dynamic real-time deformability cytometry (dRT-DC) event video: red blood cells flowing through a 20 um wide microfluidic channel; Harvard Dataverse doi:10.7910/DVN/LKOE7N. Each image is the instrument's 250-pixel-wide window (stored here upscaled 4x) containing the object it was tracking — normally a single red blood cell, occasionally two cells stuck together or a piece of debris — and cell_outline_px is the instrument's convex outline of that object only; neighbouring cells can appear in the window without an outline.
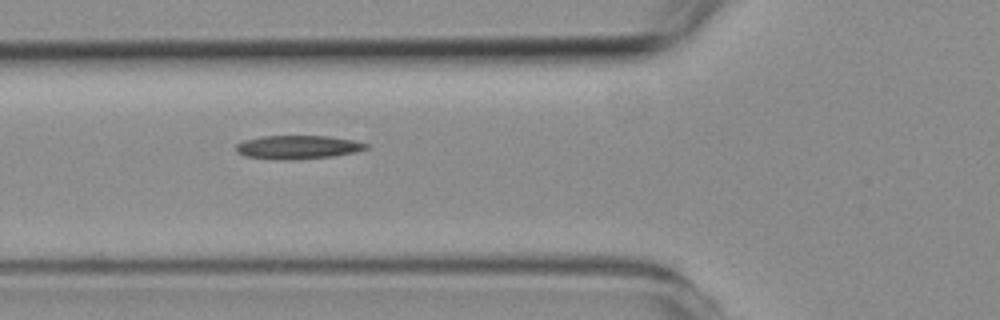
{"species": "common noctule bat (a hibernating species)", "species_latin": "Nyctalus noctula", "temperature_condition": "room temperature", "stored_images_in_passage": 6, "camera_frame_rate_fps": 3000, "um_per_image_px": 0.085, "animal": {"sex": "female", "body_mass_g": 19.3, "forearm_length_mm": 54.1}, "frame": {"image": 1, "passage_image": 3, "time_ms": 3.0, "image_size_px": [1000, 320], "cell_outline_px": [[368, 148], [352, 152], [332, 156], [292, 160], [284, 160], [244, 156], [236, 152], [236, 144], [244, 140], [264, 136], [328, 136], [352, 140], [368, 144]], "centroid_in_image_um": [25.26, 12.51], "position_along_channel_um": 100.5, "area_um2": 17.69}}
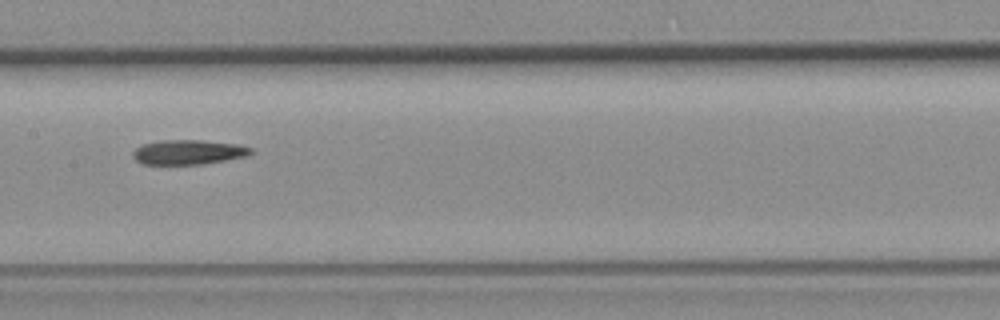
{"frame": {"image": 2, "passage_image": 5, "time_ms": 5.333, "image_size_px": [1000, 320], "cell_outline_px": [[252, 152], [248, 156], [204, 164], [144, 164], [136, 160], [132, 156], [132, 152], [136, 148], [144, 144], [164, 140], [200, 140], [236, 144], [252, 148]], "centroid_in_image_um": [16.02, 12.94], "position_along_channel_um": 191.4, "area_um2": 16.82}}
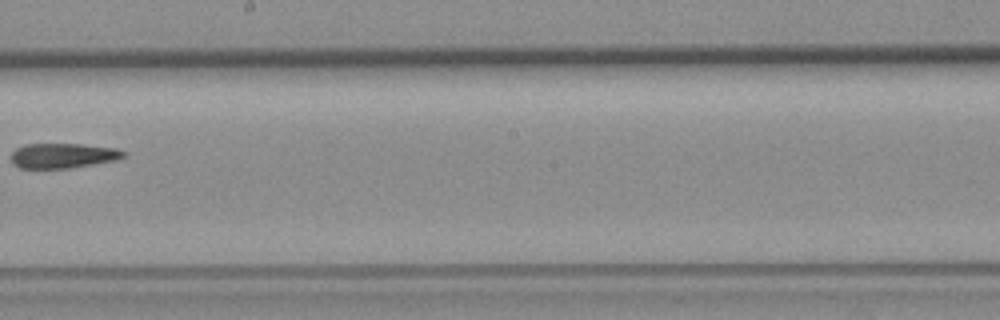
{"frame": {"image": 3, "passage_image": 6, "time_ms": 6.667, "image_size_px": [1000, 320], "cell_outline_px": [[124, 156], [116, 160], [68, 168], [20, 168], [12, 164], [12, 152], [16, 148], [24, 144], [80, 144], [116, 148], [124, 152]], "centroid_in_image_um": [5.31, 13.22], "position_along_channel_um": 242.9, "area_um2": 16.18}}